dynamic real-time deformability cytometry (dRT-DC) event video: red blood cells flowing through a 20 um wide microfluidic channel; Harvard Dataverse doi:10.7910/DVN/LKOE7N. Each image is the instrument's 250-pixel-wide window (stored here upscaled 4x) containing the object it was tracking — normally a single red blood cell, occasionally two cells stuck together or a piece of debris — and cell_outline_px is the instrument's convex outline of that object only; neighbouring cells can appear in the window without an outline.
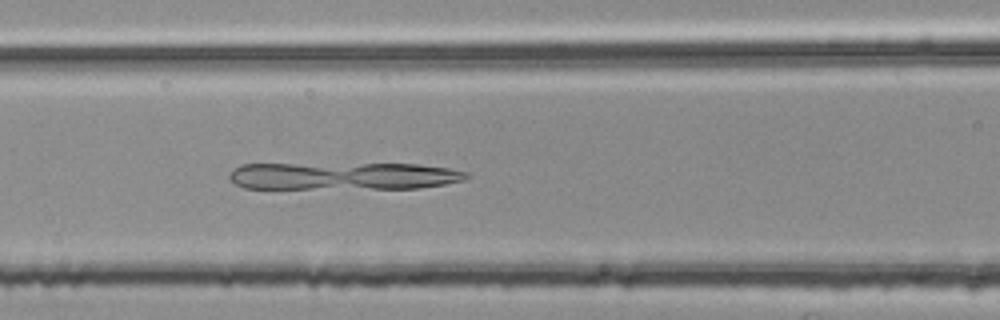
{"species": "common noctule bat (a hibernating species)", "species_latin": "Nyctalus noctula", "temperature_condition": "room temperature", "stored_images_in_passage": 37, "camera_frame_rate_fps": 3000, "um_per_image_px": 0.085, "animal": {"sex": "female", "body_mass_g": 25.1}, "frame": {"image": 1, "passage_image": 7, "time_ms": 2.0, "image_size_px": [1000, 320], "cell_outline_px": [[472, 176], [464, 180], [444, 184], [420, 188], [244, 188], [236, 184], [228, 176], [240, 164], [416, 164], [448, 168], [468, 172]], "centroid_in_image_um": [29.23, 14.96], "position_along_channel_um": 137.4, "area_um2": 37.8}}
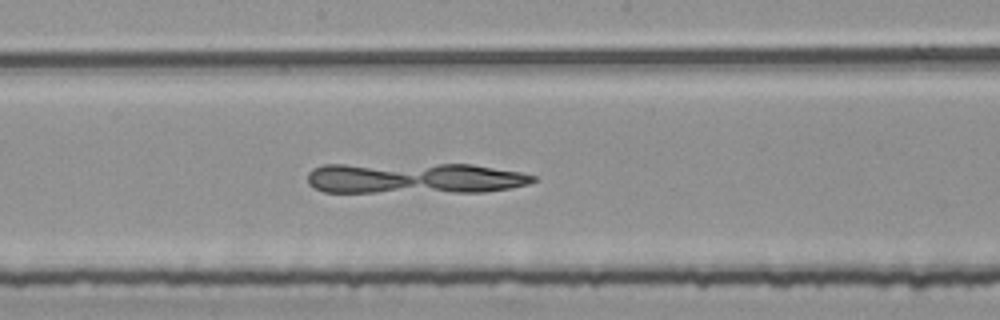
{"frame": {"image": 2, "passage_image": 13, "time_ms": 4.0, "image_size_px": [1000, 320], "cell_outline_px": [[536, 180], [528, 184], [508, 188], [484, 192], [324, 192], [308, 184], [308, 172], [312, 168], [324, 164], [472, 164], [520, 172], [536, 176]], "centroid_in_image_um": [35.2, 15.14], "position_along_channel_um": 213.0, "area_um2": 40.98}}
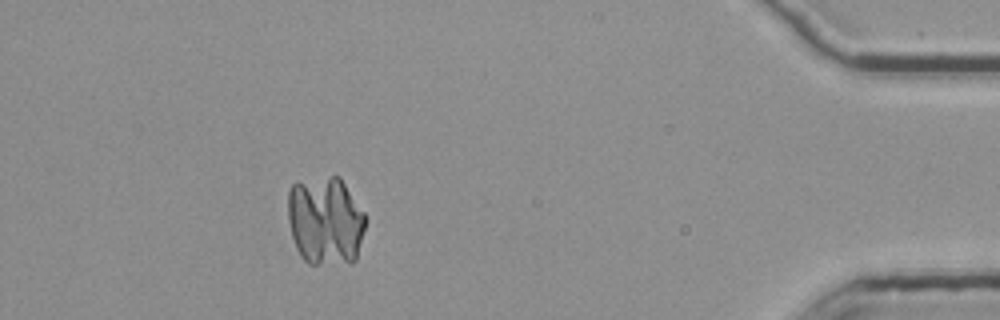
{"frame": {"image": 3, "passage_image": 33, "time_ms": 10.667, "image_size_px": [1000, 320], "cell_outline_px": [[364, 228], [356, 260], [352, 264], [308, 264], [300, 256], [296, 248], [292, 236], [288, 220], [288, 192], [292, 184], [332, 176], [340, 176], [364, 212]], "centroid_in_image_um": [27.65, 18.81], "position_along_channel_um": 407.5, "area_um2": 40.23}}